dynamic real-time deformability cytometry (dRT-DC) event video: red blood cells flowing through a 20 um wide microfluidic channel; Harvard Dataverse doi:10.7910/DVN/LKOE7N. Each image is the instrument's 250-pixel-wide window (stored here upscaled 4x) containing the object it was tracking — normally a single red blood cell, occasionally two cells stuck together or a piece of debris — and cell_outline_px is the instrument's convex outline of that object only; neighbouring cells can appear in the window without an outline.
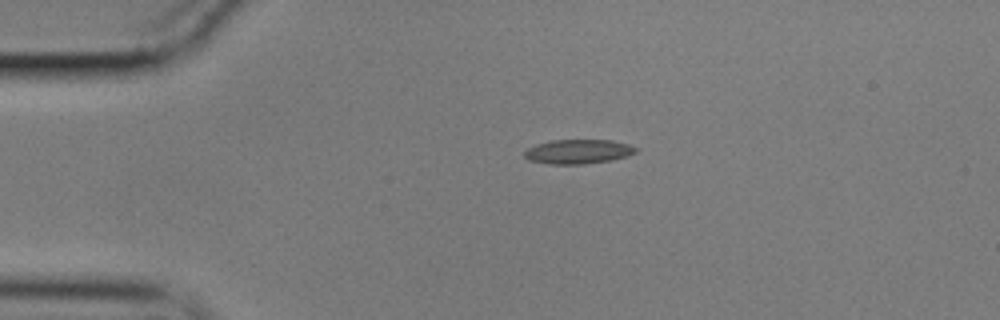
{"species": "common noctule bat (a hibernating species)", "species_latin": "Nyctalus noctula", "temperature_condition": "cold", "stored_images_in_passage": 38, "camera_frame_rate_fps": 3000, "um_per_image_px": 0.085, "animal": {"sex": "male", "body_mass_g": 17.9}, "frame": {"image": 1, "passage_image": 1, "time_ms": 0.0, "image_size_px": [1000, 320], "cell_outline_px": [[636, 152], [628, 156], [608, 160], [584, 164], [548, 164], [528, 160], [524, 156], [524, 152], [528, 148], [536, 144], [552, 140], [612, 140], [628, 144], [636, 148]], "centroid_in_image_um": [49.11, 12.88], "position_along_channel_um": 35.9, "area_um2": 15.72}}
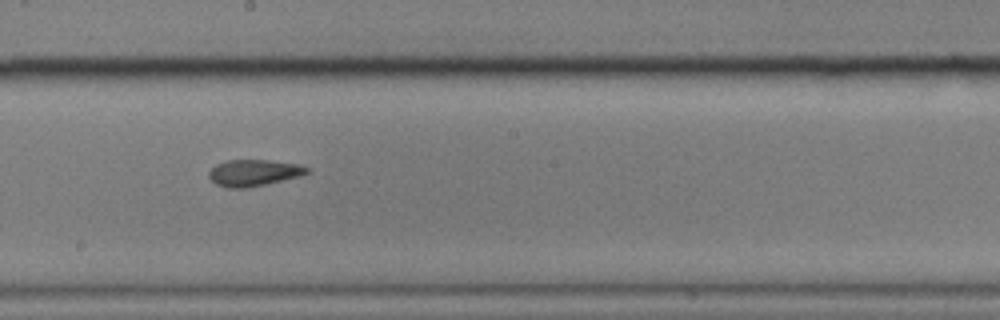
{"frame": {"image": 2, "passage_image": 20, "time_ms": 6.333, "image_size_px": [1000, 320], "cell_outline_px": [[308, 172], [300, 176], [248, 188], [228, 188], [216, 184], [208, 176], [208, 172], [216, 164], [228, 160], [268, 160], [300, 164], [308, 168]], "centroid_in_image_um": [21.55, 14.69], "position_along_channel_um": 226.6, "area_um2": 15.09}}
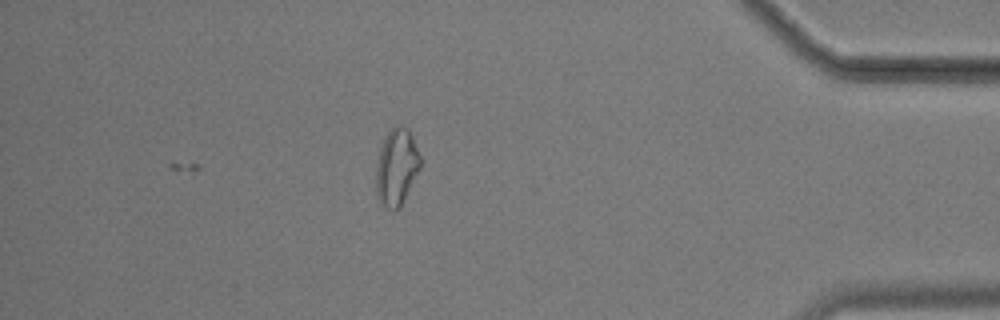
{"frame": {"image": 3, "passage_image": 38, "time_ms": 12.333, "image_size_px": [1000, 320], "cell_outline_px": [[424, 160], [400, 208], [392, 212], [380, 204], [376, 192], [376, 168], [380, 148], [388, 132], [396, 124], [408, 128]], "centroid_in_image_um": [33.73, 14.22], "position_along_channel_um": 401.5, "area_um2": 20.17}, "authors_computed_cell_mechanics": {"area_um2": 15.1147, "velocity_mm_per_s": 3.5627, "shape_relaxation_time_tau1_ms": null, "shape_relaxation_time_tau2_ms": 3.6332, "deformation_change_tau1": null, "deformation_change_tau2": 0.0922}}